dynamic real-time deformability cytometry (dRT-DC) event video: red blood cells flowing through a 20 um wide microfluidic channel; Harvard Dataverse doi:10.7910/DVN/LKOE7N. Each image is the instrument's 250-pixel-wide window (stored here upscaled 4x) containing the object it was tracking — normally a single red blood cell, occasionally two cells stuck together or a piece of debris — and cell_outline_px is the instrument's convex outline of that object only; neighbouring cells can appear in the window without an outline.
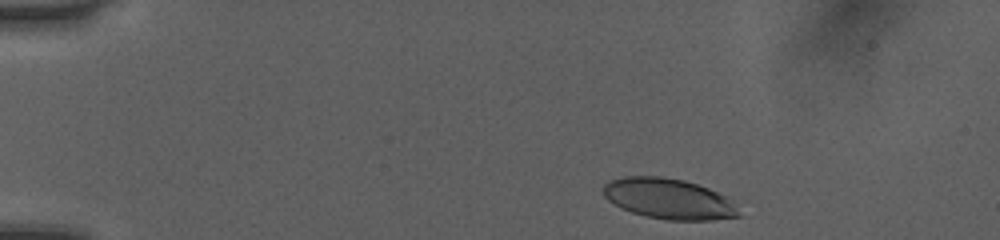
{"species": "human", "species_latin": "Homo sapiens", "temperature_condition": "room temperature", "stored_images_in_passage": 41, "camera_frame_rate_fps": 3000, "um_per_image_px": 0.085, "donor": {"sex": "female"}, "frame": {"image": 1, "passage_image": 2, "time_ms": 0.333, "image_size_px": [1000, 240], "cell_outline_px": [[740, 216], [712, 220], [668, 220], [644, 216], [620, 208], [608, 200], [604, 196], [604, 184], [608, 180], [624, 176], [660, 176], [684, 180], [708, 188], [732, 200]], "centroid_in_image_um": [56.8, 16.89], "position_along_channel_um": 28.2, "area_um2": 31.96}}
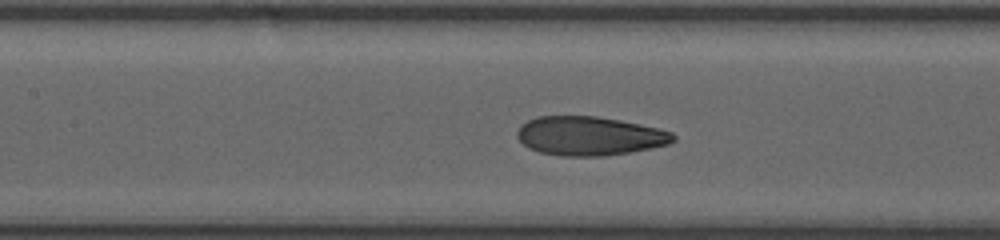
{"frame": {"image": 2, "passage_image": 18, "time_ms": 5.667, "image_size_px": [1000, 240], "cell_outline_px": [[676, 140], [668, 144], [652, 148], [628, 152], [600, 156], [560, 156], [540, 152], [528, 148], [516, 136], [516, 132], [520, 124], [536, 116], [596, 116], [620, 120], [660, 128], [672, 132], [676, 136]], "centroid_in_image_um": [50.1, 11.55], "position_along_channel_um": 157.3, "area_um2": 35.6}}
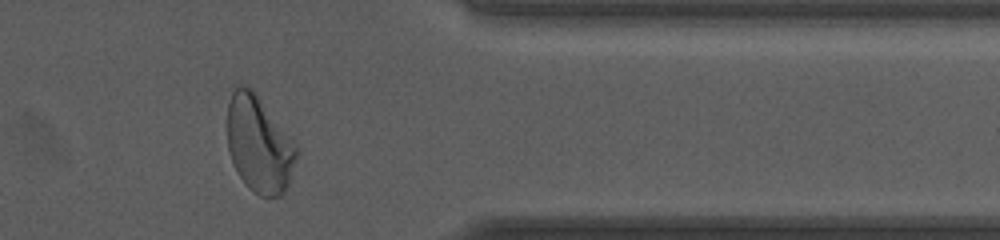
{"frame": {"image": 3, "passage_image": 36, "time_ms": 11.667, "image_size_px": [1000, 240], "cell_outline_px": [[300, 152], [284, 196], [260, 196], [248, 188], [244, 184], [228, 152], [228, 100], [232, 92], [240, 84], [252, 88], [256, 92], [300, 148]], "centroid_in_image_um": [22.06, 12.27], "position_along_channel_um": 389.3, "area_um2": 39.48}, "authors_computed_cell_mechanics": {"area_um2": 35.4314, "velocity_mm_per_s": 4.0664, "shape_relaxation_time_tau1_ms": 4.1209, "shape_relaxation_time_tau2_ms": 1.0434, "deformation_change_tau1": 0.1735, "deformation_change_tau2": 0.0739}}